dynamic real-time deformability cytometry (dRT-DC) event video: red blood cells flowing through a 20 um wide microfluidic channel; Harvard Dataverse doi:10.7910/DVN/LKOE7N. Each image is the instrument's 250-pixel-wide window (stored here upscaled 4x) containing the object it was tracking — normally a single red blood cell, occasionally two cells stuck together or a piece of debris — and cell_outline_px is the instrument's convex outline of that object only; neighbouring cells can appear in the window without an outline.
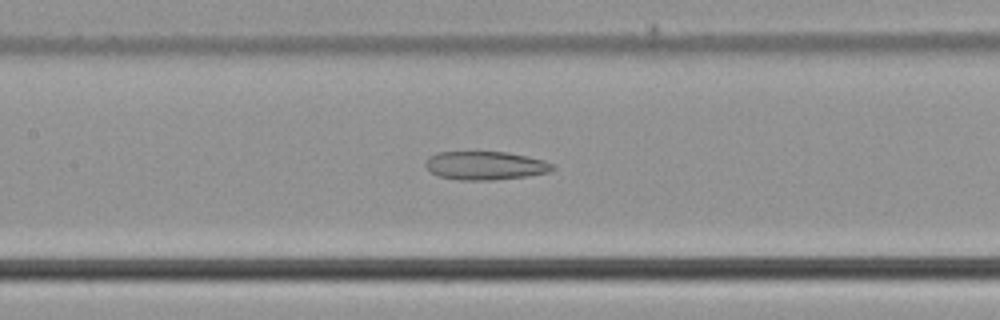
{"species": "common noctule bat (a hibernating species)", "species_latin": "Nyctalus noctula", "temperature_condition": "cold", "stored_images_in_passage": 33, "camera_frame_rate_fps": 3000, "um_per_image_px": 0.085, "animal": {"sex": "male", "body_mass_g": 21.5, "forearm_length_mm": 52.0}, "frame": {"image": 1, "passage_image": 16, "time_ms": 5.0, "image_size_px": [1000, 320], "cell_outline_px": [[556, 168], [548, 172], [528, 176], [492, 180], [460, 180], [440, 176], [432, 172], [424, 164], [428, 156], [436, 152], [508, 152], [544, 160], [552, 164]], "centroid_in_image_um": [41.25, 14.07], "position_along_channel_um": 166.1, "area_um2": 21.04}}
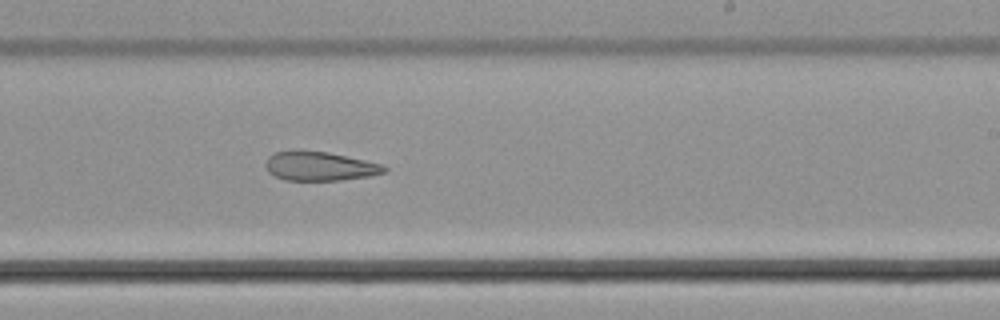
{"frame": {"image": 2, "passage_image": 23, "time_ms": 7.333, "image_size_px": [1000, 320], "cell_outline_px": [[388, 172], [368, 176], [340, 180], [284, 180], [268, 172], [264, 164], [268, 156], [276, 152], [292, 148], [328, 152], [384, 164], [388, 168]], "centroid_in_image_um": [27.16, 14.1], "position_along_channel_um": 261.8, "area_um2": 20.58}}
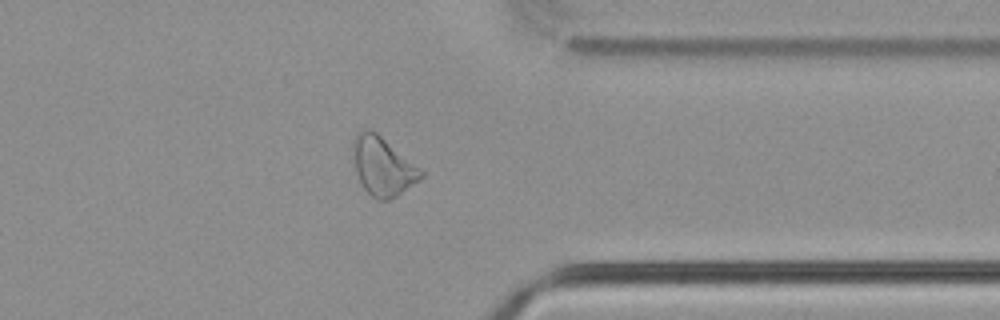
{"frame": {"image": 3, "passage_image": 32, "time_ms": 10.333, "image_size_px": [1000, 320], "cell_outline_px": [[424, 176], [396, 196], [388, 200], [376, 200], [364, 188], [356, 172], [352, 148], [352, 140], [356, 132], [364, 128], [368, 128], [376, 132], [420, 168], [424, 172]], "centroid_in_image_um": [32.5, 14.1], "position_along_channel_um": 378.9, "area_um2": 23.0}}